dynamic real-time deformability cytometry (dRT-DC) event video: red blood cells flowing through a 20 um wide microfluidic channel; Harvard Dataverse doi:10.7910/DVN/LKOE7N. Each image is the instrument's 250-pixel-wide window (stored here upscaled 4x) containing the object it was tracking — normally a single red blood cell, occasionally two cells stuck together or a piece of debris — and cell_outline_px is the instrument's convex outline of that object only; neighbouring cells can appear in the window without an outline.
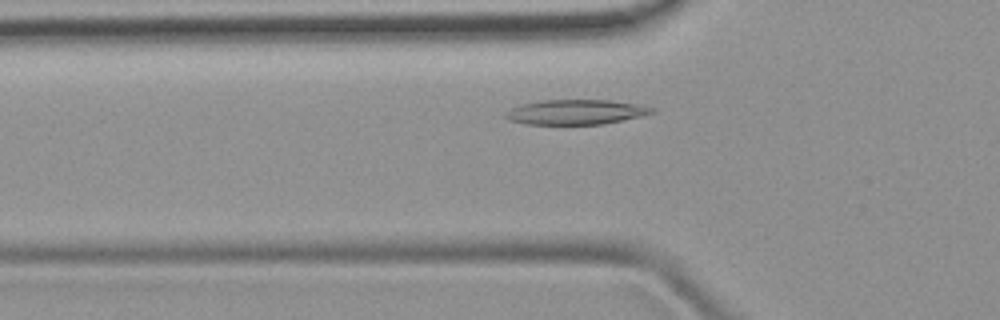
{"species": "common noctule bat (a hibernating species)", "species_latin": "Nyctalus noctula", "temperature_condition": "room temperature", "stored_images_in_passage": 40, "camera_frame_rate_fps": 3000, "um_per_image_px": 0.085, "animal": {"sex": "female", "body_mass_g": 19.9}, "frame": {"image": 1, "passage_image": 7, "time_ms": 2.0, "image_size_px": [1000, 320], "cell_outline_px": [[656, 112], [640, 116], [604, 124], [524, 124], [508, 120], [504, 116], [504, 112], [512, 108], [524, 104], [540, 100], [608, 100], [636, 104], [656, 108]], "centroid_in_image_um": [48.93, 9.53], "position_along_channel_um": 76.9, "area_um2": 21.15}}
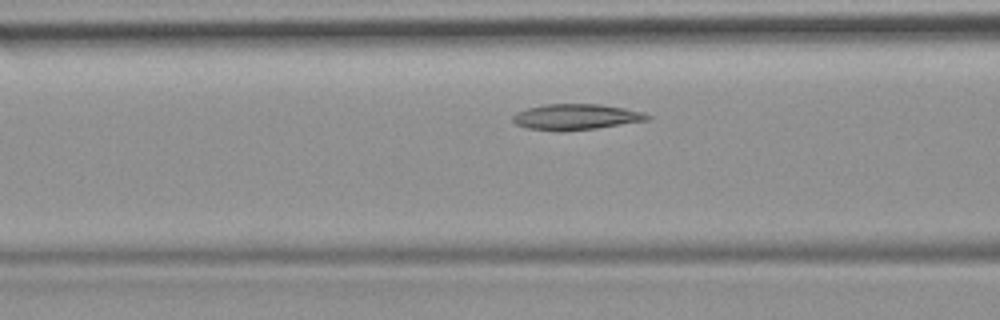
{"frame": {"image": 2, "passage_image": 10, "time_ms": 3.0, "image_size_px": [1000, 320], "cell_outline_px": [[652, 116], [648, 120], [596, 128], [528, 128], [516, 124], [512, 120], [512, 116], [516, 112], [528, 108], [544, 104], [600, 104], [624, 108], [640, 112]], "centroid_in_image_um": [48.98, 9.88], "position_along_channel_um": 117.6, "area_um2": 19.19}}
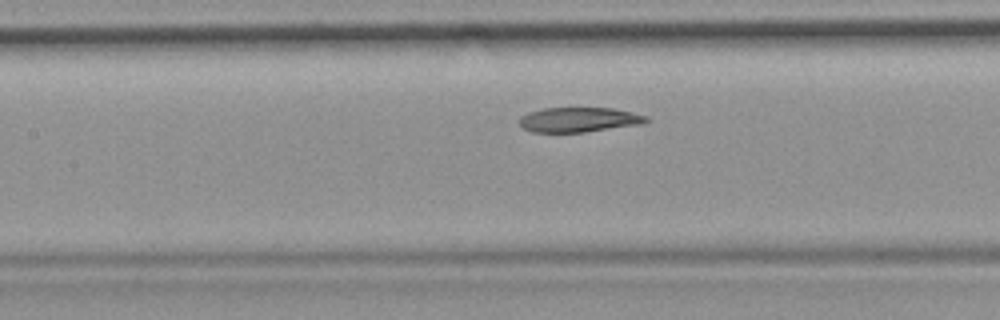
{"frame": {"image": 3, "passage_image": 13, "time_ms": 4.0, "image_size_px": [1000, 320], "cell_outline_px": [[648, 120], [640, 124], [584, 132], [532, 132], [524, 128], [520, 124], [520, 116], [528, 112], [540, 108], [612, 108], [632, 112], [648, 116]], "centroid_in_image_um": [49.18, 10.16], "position_along_channel_um": 158.2, "area_um2": 18.21}}